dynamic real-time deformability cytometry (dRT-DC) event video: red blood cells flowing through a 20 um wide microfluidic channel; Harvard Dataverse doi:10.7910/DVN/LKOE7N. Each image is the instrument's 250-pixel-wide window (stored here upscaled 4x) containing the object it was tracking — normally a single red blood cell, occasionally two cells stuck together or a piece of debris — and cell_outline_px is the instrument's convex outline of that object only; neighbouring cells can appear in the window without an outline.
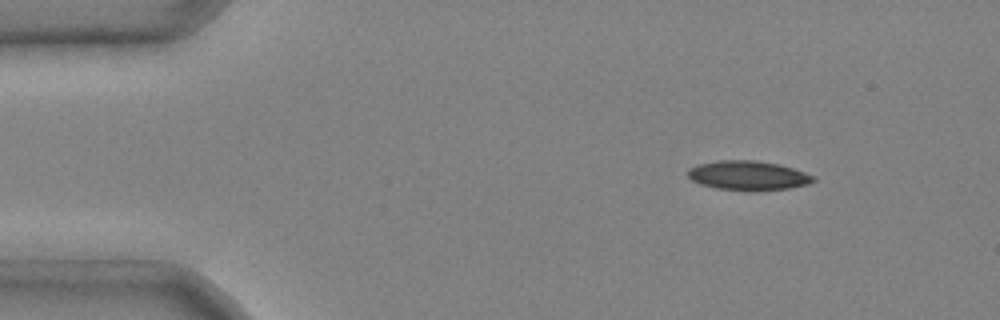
{"species": "common noctule bat (a hibernating species)", "species_latin": "Nyctalus noctula", "temperature_condition": "cold", "stored_images_in_passage": 4, "camera_frame_rate_fps": 3000, "um_per_image_px": 0.085, "animal": {"sex": "male", "body_mass_g": 20.4}, "frame": {"image": 1, "passage_image": 1, "time_ms": 0.0, "image_size_px": [1000, 320], "cell_outline_px": [[816, 180], [808, 184], [788, 188], [756, 192], [748, 192], [716, 188], [700, 184], [692, 180], [688, 176], [688, 168], [696, 164], [720, 160], [756, 160], [780, 164], [816, 176]], "centroid_in_image_um": [63.59, 14.93], "position_along_channel_um": 21.4, "area_um2": 21.91}}
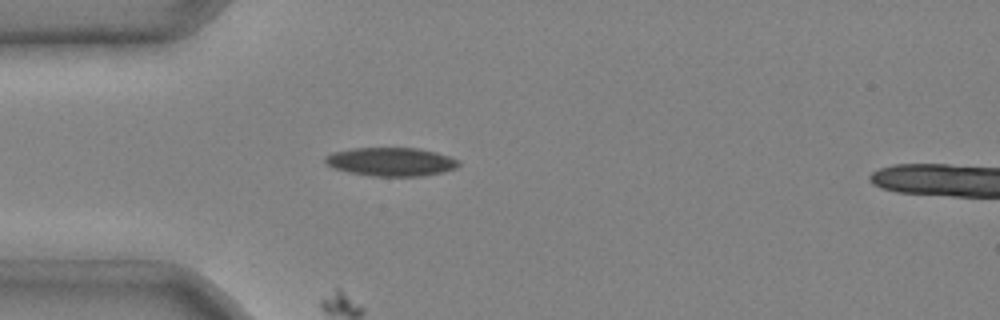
{"frame": {"image": 2, "passage_image": 3, "time_ms": 0.667, "image_size_px": [1000, 320], "cell_outline_px": [[460, 164], [456, 168], [440, 172], [420, 176], [372, 176], [348, 172], [332, 168], [324, 160], [324, 156], [332, 152], [352, 148], [416, 148], [436, 152], [460, 160]], "centroid_in_image_um": [33.2, 13.74], "position_along_channel_um": 51.8, "area_um2": 22.2}}